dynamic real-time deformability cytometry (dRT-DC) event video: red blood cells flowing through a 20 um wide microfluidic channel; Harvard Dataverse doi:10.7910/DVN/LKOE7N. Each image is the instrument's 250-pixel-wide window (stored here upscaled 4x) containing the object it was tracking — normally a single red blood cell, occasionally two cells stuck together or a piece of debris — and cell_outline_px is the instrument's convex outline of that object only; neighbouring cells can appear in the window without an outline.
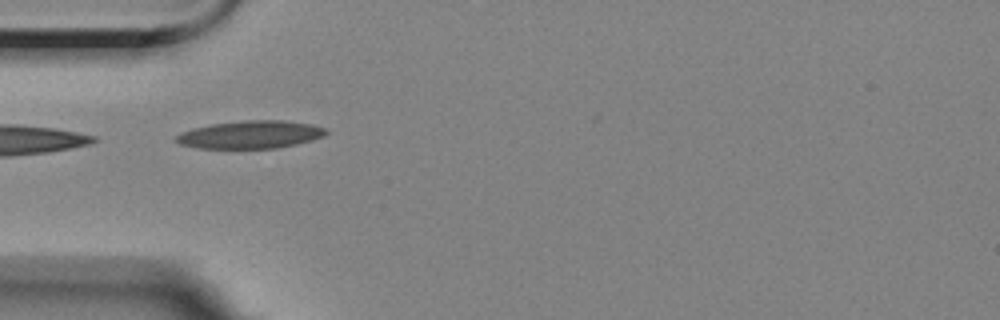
{"species": "Egyptian fruit bat (a non-hibernating species)", "species_latin": "Rousettus aegyptiacus", "temperature_condition": "room temperature", "stored_images_in_passage": 5, "camera_frame_rate_fps": 3000, "um_per_image_px": 0.085, "animal": {"sex": "female"}, "frame": {"image": 1, "passage_image": 4, "time_ms": 4.333, "image_size_px": [1000, 320], "cell_outline_px": [[328, 132], [324, 136], [312, 140], [296, 144], [276, 148], [200, 148], [180, 144], [172, 140], [180, 132], [192, 128], [212, 124], [244, 120], [284, 120], [312, 124], [324, 128]], "centroid_in_image_um": [21.27, 11.43], "position_along_channel_um": 63.7, "area_um2": 24.33}}